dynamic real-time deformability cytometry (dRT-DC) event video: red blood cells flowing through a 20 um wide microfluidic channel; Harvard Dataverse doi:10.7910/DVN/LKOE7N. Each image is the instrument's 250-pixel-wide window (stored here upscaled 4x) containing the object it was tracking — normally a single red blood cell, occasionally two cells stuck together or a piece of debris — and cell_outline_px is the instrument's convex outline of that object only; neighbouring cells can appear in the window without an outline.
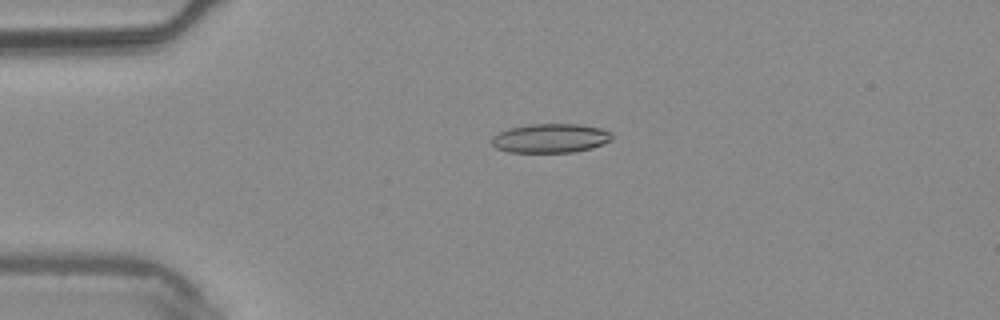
{"species": "common noctule bat (a hibernating species)", "species_latin": "Nyctalus noctula", "temperature_condition": "warm", "stored_images_in_passage": 4, "camera_frame_rate_fps": 3000, "um_per_image_px": 0.085, "animal": {"sex": "male", "body_mass_g": 20.4}, "frame": {"image": 1, "passage_image": 3, "time_ms": 0.667, "image_size_px": [1000, 320], "cell_outline_px": [[612, 140], [592, 148], [572, 152], [508, 152], [496, 148], [492, 144], [492, 136], [500, 132], [512, 128], [528, 124], [580, 124], [600, 128], [612, 132]], "centroid_in_image_um": [46.81, 11.75], "position_along_channel_um": 38.2, "area_um2": 20.35}}